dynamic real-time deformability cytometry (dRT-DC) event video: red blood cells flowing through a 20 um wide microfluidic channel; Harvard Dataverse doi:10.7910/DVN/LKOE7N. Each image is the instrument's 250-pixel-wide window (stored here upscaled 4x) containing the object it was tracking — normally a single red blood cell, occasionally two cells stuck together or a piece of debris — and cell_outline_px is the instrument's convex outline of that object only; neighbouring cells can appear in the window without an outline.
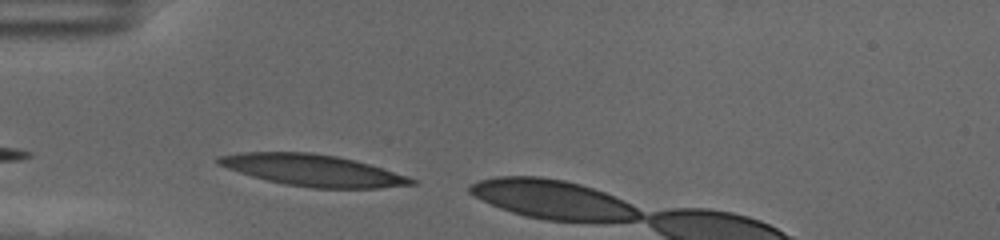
{"species": "human", "species_latin": "Homo sapiens", "temperature_condition": "cold", "stored_images_in_passage": 5, "camera_frame_rate_fps": 3000, "um_per_image_px": 0.085, "donor": {"sex": "female"}, "frame": {"image": 1, "passage_image": 1, "time_ms": 0.0, "image_size_px": [1000, 240], "cell_outline_px": [[416, 184], [380, 188], [312, 188], [288, 184], [268, 180], [252, 176], [216, 164], [216, 156], [240, 152], [312, 152], [336, 156], [368, 164], [408, 176], [416, 180]], "centroid_in_image_um": [26.57, 14.47], "position_along_channel_um": 58.4, "area_um2": 35.2}}